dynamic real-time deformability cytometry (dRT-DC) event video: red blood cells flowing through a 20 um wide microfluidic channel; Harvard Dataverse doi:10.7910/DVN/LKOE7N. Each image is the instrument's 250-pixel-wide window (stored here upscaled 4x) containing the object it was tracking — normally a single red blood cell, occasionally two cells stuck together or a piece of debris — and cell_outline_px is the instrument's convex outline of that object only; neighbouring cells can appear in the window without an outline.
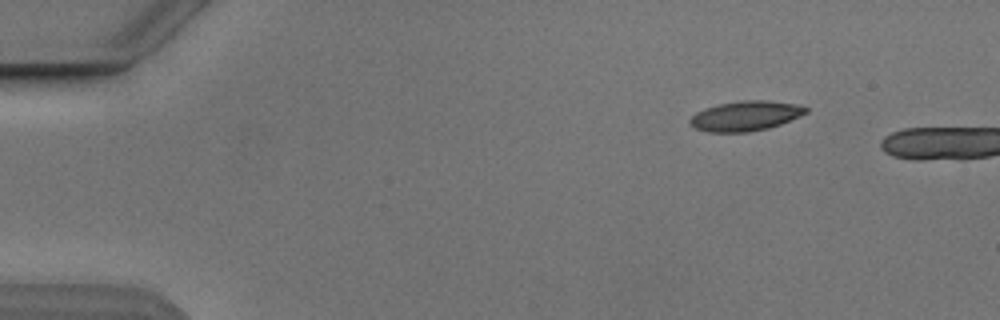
{"species": "Egyptian fruit bat (a non-hibernating species)", "species_latin": "Rousettus aegyptiacus", "temperature_condition": "cold", "stored_images_in_passage": 2, "camera_frame_rate_fps": 3000, "um_per_image_px": 0.085, "animal": {"sex": "male"}, "frame": {"image": 1, "passage_image": 1, "time_ms": 0.0, "image_size_px": [1000, 320], "cell_outline_px": [[808, 112], [800, 116], [780, 124], [768, 128], [748, 132], [708, 132], [696, 128], [688, 120], [696, 112], [704, 108], [720, 104], [744, 100], [764, 100], [796, 104], [808, 108]], "centroid_in_image_um": [63.37, 9.85], "position_along_channel_um": 21.6, "area_um2": 20.0}}